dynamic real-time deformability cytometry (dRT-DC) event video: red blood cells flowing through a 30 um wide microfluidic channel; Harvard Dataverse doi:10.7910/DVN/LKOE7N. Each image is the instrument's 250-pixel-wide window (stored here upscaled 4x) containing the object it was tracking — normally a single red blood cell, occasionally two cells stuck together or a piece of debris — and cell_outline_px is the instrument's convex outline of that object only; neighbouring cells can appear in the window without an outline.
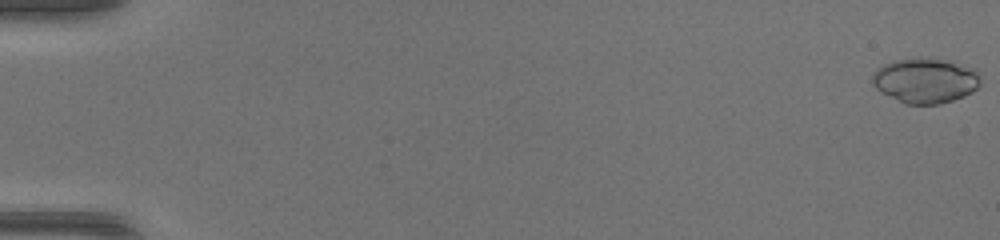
{"species": "common noctule bat (a hibernating species)", "species_latin": "Nyctalus noctula", "temperature_condition": "warm", "stored_images_in_passage": 50, "camera_frame_rate_fps": 3000, "um_per_image_px": 0.085, "animal": {"sex": "female", "body_mass_g": 17.0, "forearm_length_mm": 48.0}, "frame": {"image": 1, "passage_image": 1, "time_ms": 0.0, "image_size_px": [1000, 240], "cell_outline_px": [[980, 84], [972, 92], [964, 96], [940, 104], [904, 104], [876, 88], [872, 84], [872, 76], [876, 68], [884, 64], [896, 60], [940, 60], [976, 68], [980, 76]], "centroid_in_image_um": [78.66, 6.88], "position_along_channel_um": 6.3, "area_um2": 27.74}}
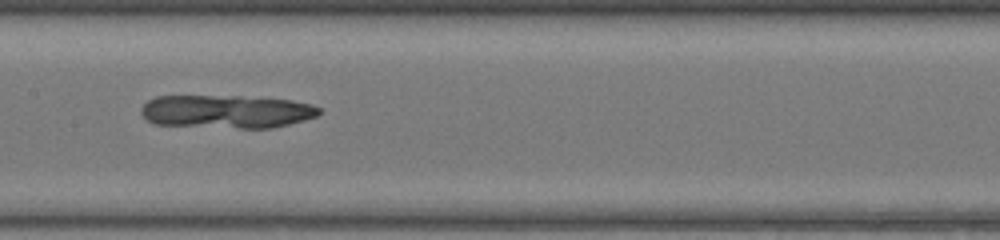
{"frame": {"image": 2, "passage_image": 27, "time_ms": 8.667, "image_size_px": [1000, 240], "cell_outline_px": [[320, 112], [316, 116], [304, 120], [272, 128], [240, 128], [152, 124], [140, 112], [140, 108], [148, 100], [156, 96], [240, 96], [292, 100], [312, 104], [320, 108]], "centroid_in_image_um": [19.24, 9.48], "position_along_channel_um": 188.2, "area_um2": 34.51}}
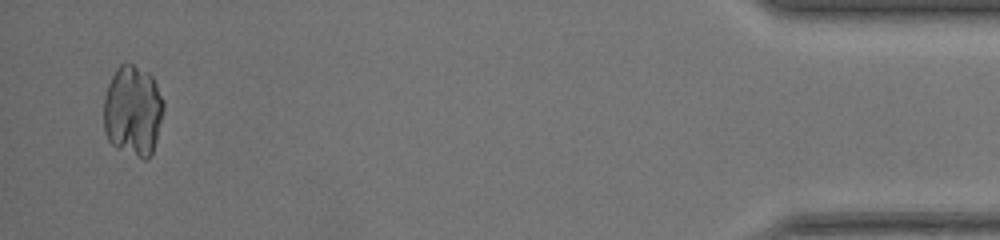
{"frame": {"image": 3, "passage_image": 49, "time_ms": 16.0, "image_size_px": [1000, 240], "cell_outline_px": [[164, 108], [156, 140], [152, 152], [144, 160], [112, 144], [108, 140], [104, 132], [104, 96], [108, 84], [116, 68], [120, 64], [132, 64], [148, 72], [152, 76], [164, 100]], "centroid_in_image_um": [11.29, 9.39], "position_along_channel_um": 423.9, "area_um2": 31.5}}